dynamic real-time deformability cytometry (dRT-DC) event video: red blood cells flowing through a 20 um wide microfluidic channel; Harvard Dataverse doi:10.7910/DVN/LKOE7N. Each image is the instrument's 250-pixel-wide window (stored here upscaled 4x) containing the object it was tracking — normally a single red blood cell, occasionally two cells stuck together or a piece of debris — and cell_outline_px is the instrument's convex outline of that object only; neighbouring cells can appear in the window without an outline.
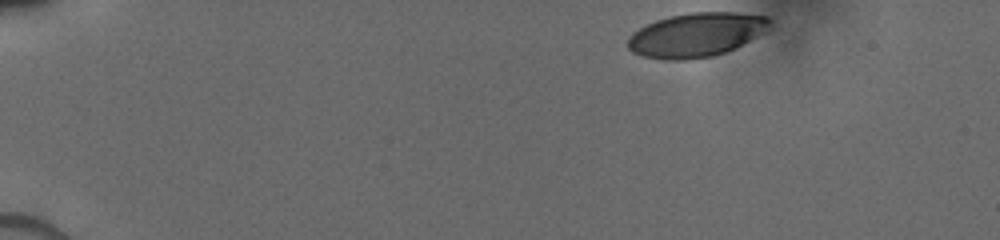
{"species": "human", "species_latin": "Homo sapiens", "temperature_condition": "cold", "stored_images_in_passage": 28, "camera_frame_rate_fps": 3000, "um_per_image_px": 0.085, "donor": {"sex": "male"}, "frame": {"image": 1, "passage_image": 1, "time_ms": 0.0, "image_size_px": [1000, 240], "cell_outline_px": [[772, 20], [768, 24], [748, 40], [724, 52], [712, 56], [684, 60], [664, 60], [644, 56], [632, 52], [628, 48], [628, 40], [632, 32], [656, 20], [672, 16], [692, 12], [732, 12], [764, 16]], "centroid_in_image_um": [59.07, 2.96], "position_along_channel_um": 25.9, "area_um2": 35.43}}
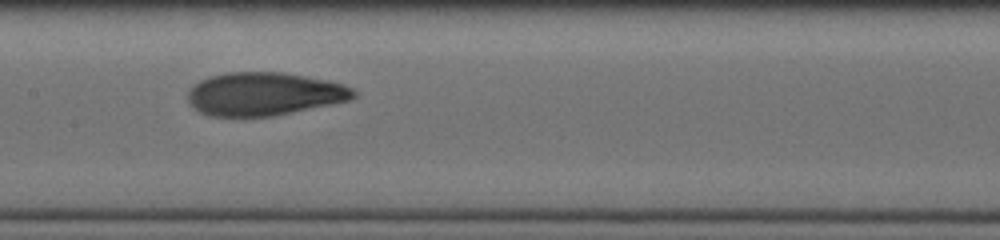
{"frame": {"image": 2, "passage_image": 16, "time_ms": 6.667, "image_size_px": [1000, 240], "cell_outline_px": [[356, 96], [348, 100], [272, 116], [212, 116], [200, 112], [188, 100], [188, 92], [192, 84], [200, 80], [224, 72], [284, 72], [328, 80], [352, 88], [356, 92]], "centroid_in_image_um": [22.42, 7.97], "position_along_channel_um": 185.0, "area_um2": 41.33}}
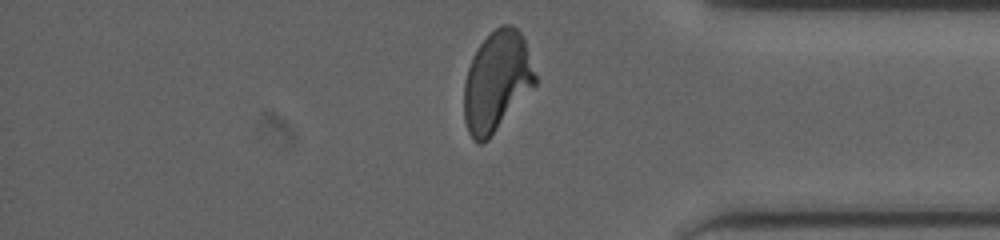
{"frame": {"image": 3, "passage_image": 28, "time_ms": 12.0, "image_size_px": [1000, 240], "cell_outline_px": [[536, 84], [488, 140], [480, 144], [476, 144], [472, 140], [468, 132], [464, 120], [464, 84], [468, 68], [472, 56], [480, 44], [500, 24], [512, 24], [524, 36], [536, 76]], "centroid_in_image_um": [42.21, 6.93], "position_along_channel_um": 393.0, "area_um2": 41.56}}